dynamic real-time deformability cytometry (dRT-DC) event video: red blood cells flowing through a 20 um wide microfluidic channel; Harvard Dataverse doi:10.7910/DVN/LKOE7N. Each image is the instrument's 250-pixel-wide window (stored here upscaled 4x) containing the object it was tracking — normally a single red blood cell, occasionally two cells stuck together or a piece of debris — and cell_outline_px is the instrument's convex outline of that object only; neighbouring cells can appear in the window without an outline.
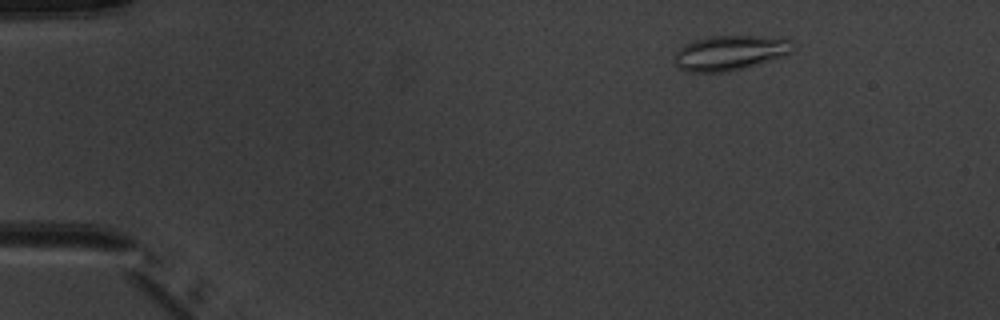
{"species": "common noctule bat (a hibernating species)", "species_latin": "Nyctalus noctula", "temperature_condition": "warm", "stored_images_in_passage": 5, "camera_frame_rate_fps": 3000, "um_per_image_px": 0.085, "animal": {"sex": "male", "body_mass_g": 20.1, "forearm_length_mm": 53.5}, "frame": {"image": 1, "passage_image": 3, "time_ms": 2.333, "image_size_px": [1000, 320], "cell_outline_px": [[796, 48], [792, 52], [784, 56], [728, 72], [688, 72], [676, 68], [676, 52], [684, 44], [708, 36], [764, 36], [788, 40]], "centroid_in_image_um": [62.03, 4.5], "position_along_channel_um": 23.0, "area_um2": 23.93}}